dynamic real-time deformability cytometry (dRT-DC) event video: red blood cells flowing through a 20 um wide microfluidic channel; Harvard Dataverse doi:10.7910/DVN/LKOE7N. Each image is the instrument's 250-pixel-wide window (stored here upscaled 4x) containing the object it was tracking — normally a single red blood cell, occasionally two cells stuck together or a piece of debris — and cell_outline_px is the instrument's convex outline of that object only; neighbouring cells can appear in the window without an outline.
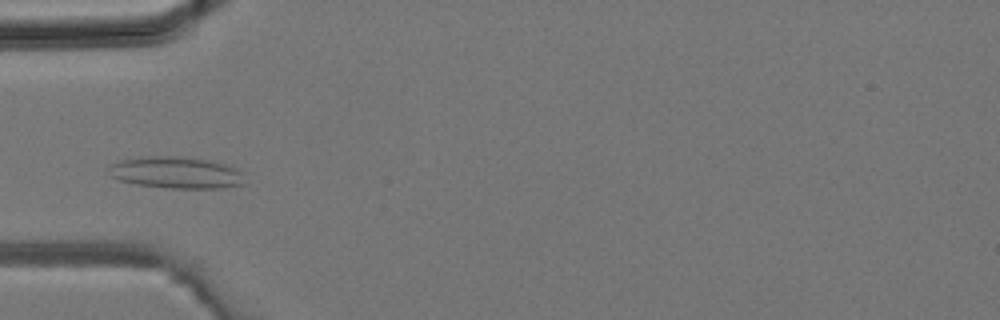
{"species": "common noctule bat (a hibernating species)", "species_latin": "Nyctalus noctula", "temperature_condition": "room temperature", "stored_images_in_passage": 28, "camera_frame_rate_fps": 3000, "um_per_image_px": 0.085, "animal": {"sex": "male", "body_mass_g": 19.2, "forearm_length_mm": 51.8}, "frame": {"image": 1, "passage_image": 3, "time_ms": 0.667, "image_size_px": [1000, 320], "cell_outline_px": [[244, 184], [224, 188], [168, 188], [136, 184], [120, 180], [112, 176], [108, 164], [120, 160], [152, 156], [172, 156], [208, 160], [224, 164], [236, 168], [240, 172]], "centroid_in_image_um": [14.96, 14.68], "position_along_channel_um": 70.0, "area_um2": 24.8}}
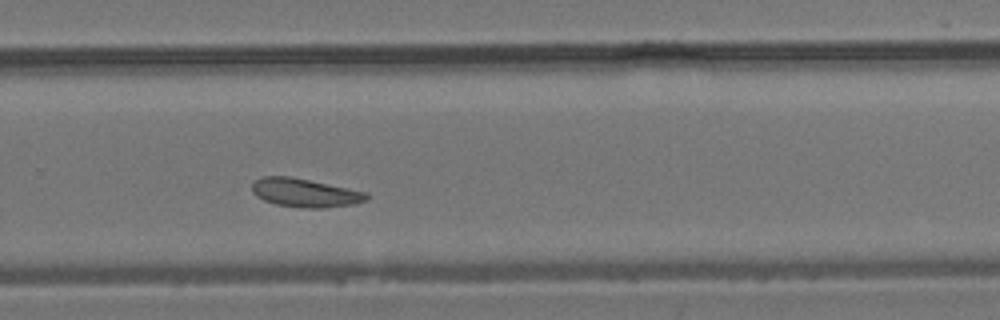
{"frame": {"image": 2, "passage_image": 16, "time_ms": 5.0, "image_size_px": [1000, 320], "cell_outline_px": [[368, 200], [356, 204], [324, 208], [304, 208], [276, 204], [264, 200], [256, 196], [252, 192], [252, 184], [260, 176], [292, 176], [368, 192]], "centroid_in_image_um": [25.95, 16.38], "position_along_channel_um": 303.9, "area_um2": 19.31}}
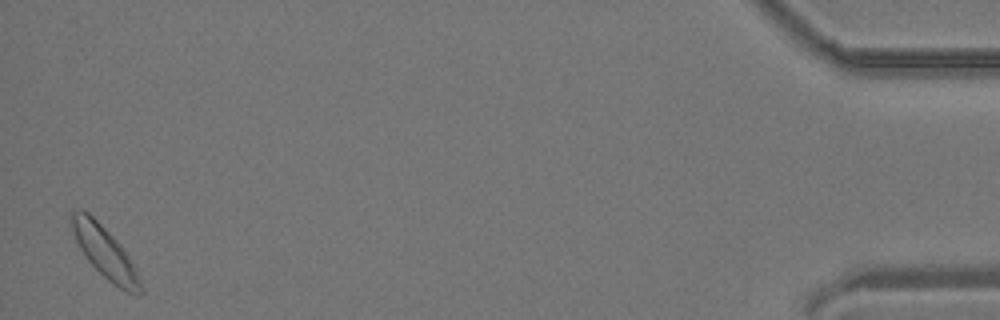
{"frame": {"image": 3, "passage_image": 28, "time_ms": 9.0, "image_size_px": [1000, 320], "cell_outline_px": [[144, 292], [140, 296], [128, 292], [120, 288], [108, 280], [84, 256], [76, 240], [72, 228], [68, 212], [76, 208], [80, 208], [88, 212], [124, 248], [136, 268], [144, 288]], "centroid_in_image_um": [8.93, 21.44], "position_along_channel_um": 426.3, "area_um2": 20.75}}